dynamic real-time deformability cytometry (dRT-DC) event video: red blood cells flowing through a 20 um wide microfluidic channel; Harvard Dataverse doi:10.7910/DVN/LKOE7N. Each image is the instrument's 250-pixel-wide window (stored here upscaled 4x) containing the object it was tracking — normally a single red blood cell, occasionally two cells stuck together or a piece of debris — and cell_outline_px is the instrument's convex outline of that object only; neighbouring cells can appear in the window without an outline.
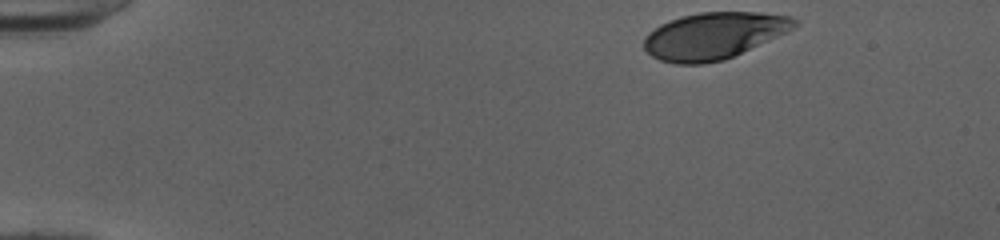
{"species": "human", "species_latin": "Homo sapiens", "temperature_condition": "cold", "stored_images_in_passage": 40, "camera_frame_rate_fps": 3000, "um_per_image_px": 0.085, "donor": {"sex": "female"}, "frame": {"image": 1, "passage_image": 1, "time_ms": 0.0, "image_size_px": [1000, 240], "cell_outline_px": [[796, 24], [792, 28], [776, 36], [724, 60], [704, 64], [672, 64], [660, 60], [652, 56], [644, 48], [644, 36], [648, 32], [660, 24], [680, 16], [700, 12], [756, 12], [792, 16], [796, 20]], "centroid_in_image_um": [60.59, 3.03], "position_along_channel_um": 24.4, "area_um2": 40.63}}
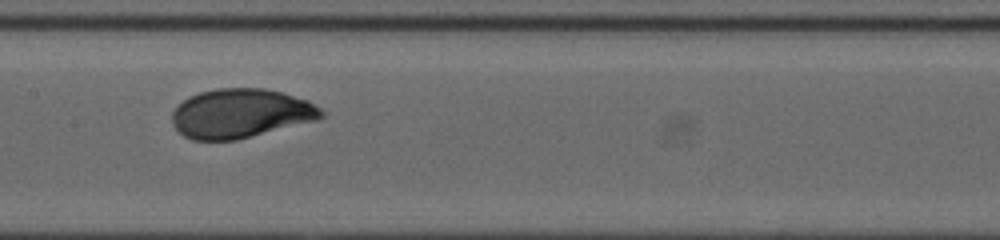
{"frame": {"image": 2, "passage_image": 21, "time_ms": 6.667, "image_size_px": [1000, 240], "cell_outline_px": [[324, 116], [316, 120], [236, 140], [192, 140], [184, 136], [172, 124], [172, 112], [188, 96], [200, 92], [216, 88], [264, 88], [280, 92], [308, 100], [320, 108], [324, 112]], "centroid_in_image_um": [20.44, 9.64], "position_along_channel_um": 187.0, "area_um2": 42.6}}
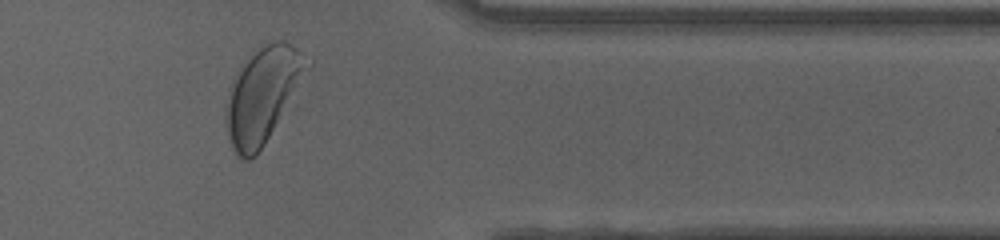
{"frame": {"image": 3, "passage_image": 37, "time_ms": 12.0, "image_size_px": [1000, 240], "cell_outline_px": [[312, 64], [264, 144], [256, 156], [248, 160], [244, 160], [236, 156], [228, 140], [224, 120], [224, 104], [228, 88], [240, 64], [260, 48], [276, 40], [284, 40], [296, 48], [312, 60]], "centroid_in_image_um": [22.26, 8.09], "position_along_channel_um": 389.1, "area_um2": 45.03}, "authors_computed_cell_mechanics": {"area_um2": 42.772, "velocity_mm_per_s": 3.9829, "shape_relaxation_time_tau1_ms": 2.2704, "shape_relaxation_time_tau2_ms": null, "deformation_change_tau1": 0.1565, "deformation_change_tau2": null}}